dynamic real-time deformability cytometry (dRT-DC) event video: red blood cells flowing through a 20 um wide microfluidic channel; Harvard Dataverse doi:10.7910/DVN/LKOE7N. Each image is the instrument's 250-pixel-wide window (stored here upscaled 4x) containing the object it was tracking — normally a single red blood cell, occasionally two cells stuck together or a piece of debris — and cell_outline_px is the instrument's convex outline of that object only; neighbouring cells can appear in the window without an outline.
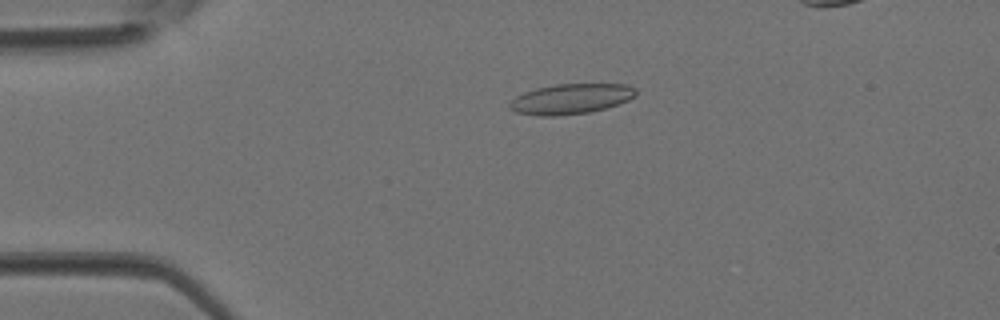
{"species": "Egyptian fruit bat (a non-hibernating species)", "species_latin": "Rousettus aegyptiacus", "temperature_condition": "room temperature", "stored_images_in_passage": 4, "camera_frame_rate_fps": 3000, "um_per_image_px": 0.085, "animal": {"sex": "female"}, "frame": {"image": 1, "passage_image": 4, "time_ms": 1.0, "image_size_px": [1000, 320], "cell_outline_px": [[636, 96], [628, 100], [604, 108], [588, 112], [552, 116], [540, 116], [516, 112], [508, 108], [508, 104], [516, 96], [524, 92], [536, 88], [556, 84], [628, 84], [636, 88]], "centroid_in_image_um": [48.51, 8.39], "position_along_channel_um": 36.5, "area_um2": 22.14}}